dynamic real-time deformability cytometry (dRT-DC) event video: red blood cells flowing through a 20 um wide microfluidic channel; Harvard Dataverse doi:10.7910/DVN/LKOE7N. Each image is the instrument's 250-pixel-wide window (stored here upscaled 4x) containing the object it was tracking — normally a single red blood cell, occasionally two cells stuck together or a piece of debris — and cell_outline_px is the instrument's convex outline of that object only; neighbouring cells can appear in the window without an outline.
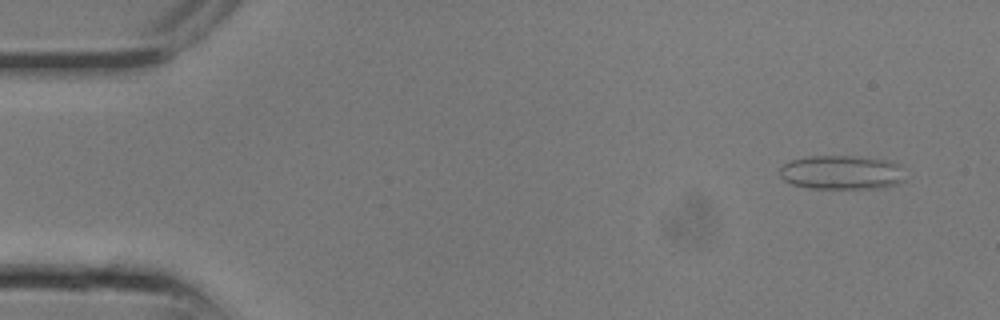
{"species": "common noctule bat (a hibernating species)", "species_latin": "Nyctalus noctula", "temperature_condition": "room temperature", "stored_images_in_passage": 14, "camera_frame_rate_fps": 3000, "um_per_image_px": 0.085, "animal": {"sex": "male", "body_mass_g": 13.3}, "frame": {"image": 1, "passage_image": 2, "time_ms": 0.333, "image_size_px": [1000, 320], "cell_outline_px": [[904, 180], [896, 184], [884, 188], [808, 188], [792, 184], [784, 180], [780, 176], [780, 168], [784, 164], [792, 160], [808, 156], [852, 156], [896, 160], [900, 164]], "centroid_in_image_um": [71.58, 14.65], "position_along_channel_um": 13.4, "area_um2": 25.14}}
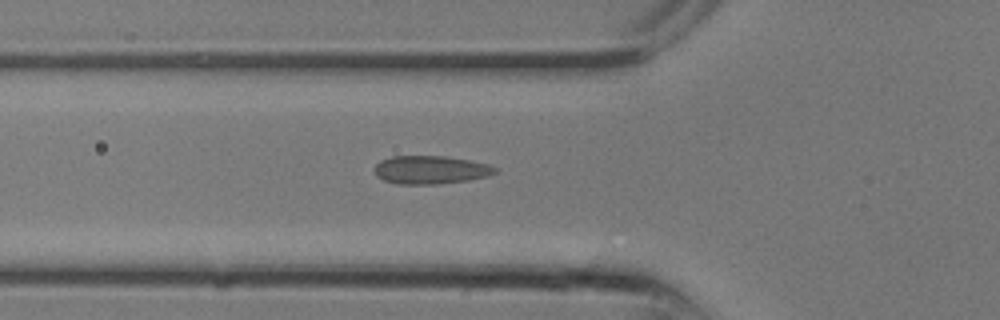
{"frame": {"image": 2, "passage_image": 9, "time_ms": 2.667, "image_size_px": [1000, 320], "cell_outline_px": [[496, 172], [488, 176], [468, 180], [436, 184], [400, 184], [384, 180], [376, 176], [372, 168], [380, 160], [392, 156], [444, 156], [468, 160], [488, 164], [496, 168]], "centroid_in_image_um": [36.55, 14.43], "position_along_channel_um": 89.3, "area_um2": 19.83}}
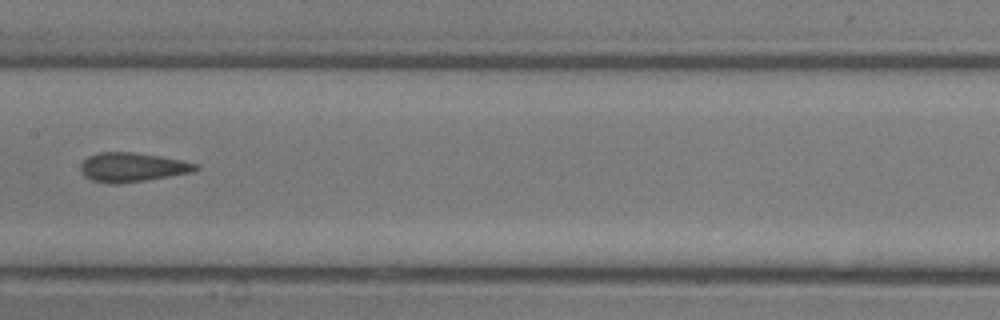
{"frame": {"image": 3, "passage_image": 13, "time_ms": 4.0, "image_size_px": [1000, 320], "cell_outline_px": [[200, 168], [192, 172], [144, 180], [116, 184], [112, 184], [92, 180], [84, 176], [80, 172], [80, 164], [88, 156], [100, 152], [132, 152], [160, 156], [200, 164]], "centroid_in_image_um": [11.22, 14.21], "position_along_channel_um": 196.2, "area_um2": 19.48}}